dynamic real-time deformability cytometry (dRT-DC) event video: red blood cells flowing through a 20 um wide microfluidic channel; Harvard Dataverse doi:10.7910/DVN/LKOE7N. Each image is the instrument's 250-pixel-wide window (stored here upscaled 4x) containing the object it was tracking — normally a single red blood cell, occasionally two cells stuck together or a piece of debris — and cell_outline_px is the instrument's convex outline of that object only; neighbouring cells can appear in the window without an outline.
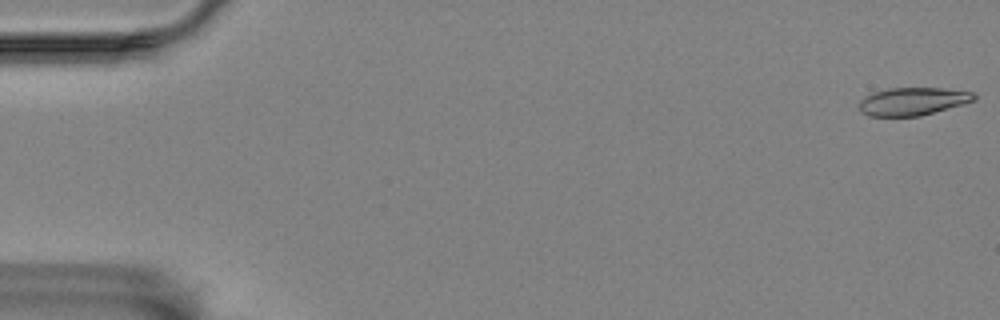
{"species": "Egyptian fruit bat (a non-hibernating species)", "species_latin": "Rousettus aegyptiacus", "temperature_condition": "room temperature", "stored_images_in_passage": 58, "camera_frame_rate_fps": 3000, "um_per_image_px": 0.085, "animal": {"sex": "female"}, "frame": {"image": 1, "passage_image": 1, "time_ms": 0.0, "image_size_px": [1000, 320], "cell_outline_px": [[976, 100], [920, 116], [868, 116], [860, 112], [860, 100], [872, 92], [888, 88], [940, 88], [972, 92], [976, 96]], "centroid_in_image_um": [77.55, 8.61], "position_along_channel_um": 7.4, "area_um2": 18.55}}
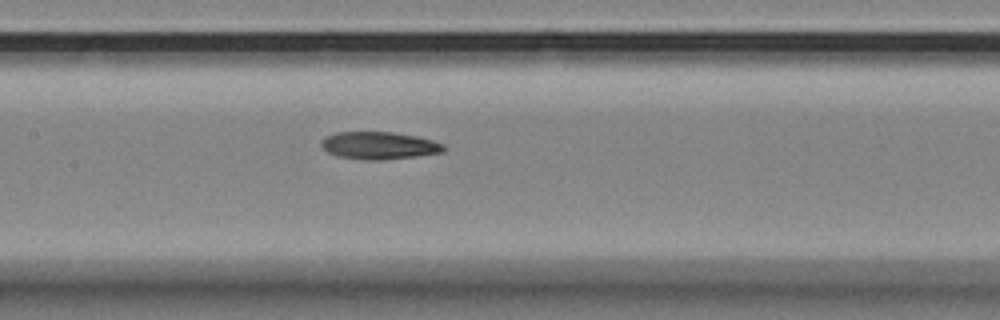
{"frame": {"image": 2, "passage_image": 28, "time_ms": 9.0, "image_size_px": [1000, 320], "cell_outline_px": [[448, 148], [444, 152], [416, 156], [380, 160], [364, 160], [336, 156], [328, 152], [320, 144], [320, 140], [336, 132], [392, 132], [416, 136], [432, 140], [444, 144]], "centroid_in_image_um": [32.24, 12.37], "position_along_channel_um": 175.2, "area_um2": 19.65}}
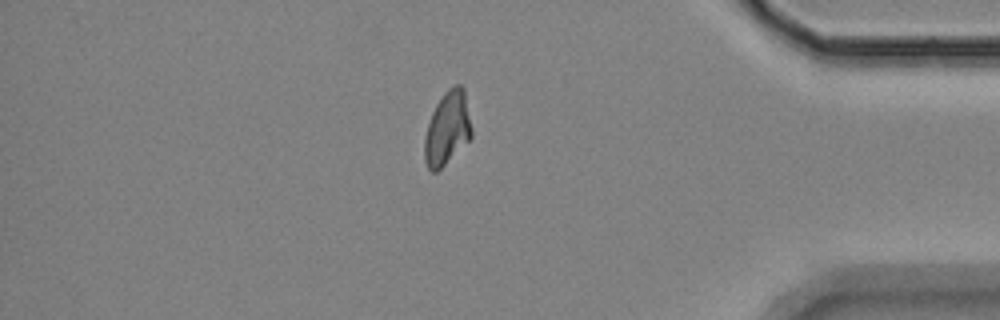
{"frame": {"image": 3, "passage_image": 50, "time_ms": 16.333, "image_size_px": [1000, 320], "cell_outline_px": [[472, 136], [436, 172], [432, 172], [428, 168], [424, 160], [424, 140], [428, 124], [432, 112], [436, 104], [444, 92], [448, 88], [456, 84], [460, 84], [464, 88], [472, 128]], "centroid_in_image_um": [38.02, 10.88], "position_along_channel_um": 397.2, "area_um2": 19.94}, "authors_computed_cell_mechanics": {"area_um2": 19.6809, "velocity_mm_per_s": 3.4275, "shape_relaxation_time_tau1_ms": 8.3146, "shape_relaxation_time_tau2_ms": 6.888, "deformation_change_tau1": 0.1891, "deformation_change_tau2": 0.1279}}